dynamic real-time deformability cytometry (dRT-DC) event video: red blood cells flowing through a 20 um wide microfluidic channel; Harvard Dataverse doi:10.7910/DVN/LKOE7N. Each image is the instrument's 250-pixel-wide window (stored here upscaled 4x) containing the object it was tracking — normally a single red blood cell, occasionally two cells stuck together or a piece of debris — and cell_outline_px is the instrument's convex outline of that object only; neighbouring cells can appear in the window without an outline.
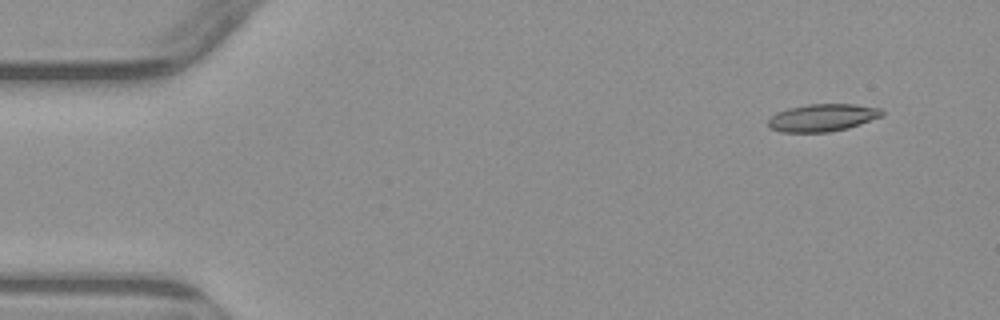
{"species": "common noctule bat (a hibernating species)", "species_latin": "Nyctalus noctula", "temperature_condition": "warm", "stored_images_in_passage": 5, "camera_frame_rate_fps": 3000, "um_per_image_px": 0.085, "animal": {"sex": "male", "body_mass_g": 23.1, "forearm_length_mm": 52.7}, "frame": {"image": 1, "passage_image": 1, "time_ms": 0.0, "image_size_px": [1000, 320], "cell_outline_px": [[884, 116], [848, 128], [828, 132], [780, 132], [772, 128], [768, 124], [768, 120], [776, 112], [788, 108], [808, 104], [856, 104], [880, 108], [884, 112]], "centroid_in_image_um": [69.94, 9.99], "position_along_channel_um": 15.1, "area_um2": 18.26}}